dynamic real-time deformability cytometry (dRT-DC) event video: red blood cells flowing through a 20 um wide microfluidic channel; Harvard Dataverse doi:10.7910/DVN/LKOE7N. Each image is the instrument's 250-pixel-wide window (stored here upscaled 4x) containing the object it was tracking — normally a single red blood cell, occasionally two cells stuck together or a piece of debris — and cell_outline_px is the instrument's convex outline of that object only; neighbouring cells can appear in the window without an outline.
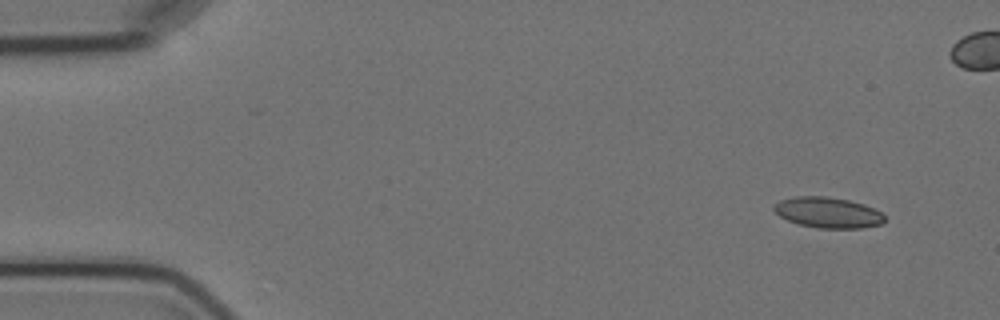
{"species": "Egyptian fruit bat (a non-hibernating species)", "species_latin": "Rousettus aegyptiacus", "temperature_condition": "cold", "stored_images_in_passage": 3, "camera_frame_rate_fps": 3000, "um_per_image_px": 0.085, "animal": {"sex": "female"}, "frame": {"image": 1, "passage_image": 1, "time_ms": 0.0, "image_size_px": [1000, 320], "cell_outline_px": [[884, 224], [860, 228], [820, 228], [800, 224], [788, 220], [780, 216], [772, 208], [780, 200], [796, 196], [824, 196], [848, 200], [864, 204], [880, 212], [884, 216]], "centroid_in_image_um": [70.39, 18.07], "position_along_channel_um": 14.6, "area_um2": 19.59}}